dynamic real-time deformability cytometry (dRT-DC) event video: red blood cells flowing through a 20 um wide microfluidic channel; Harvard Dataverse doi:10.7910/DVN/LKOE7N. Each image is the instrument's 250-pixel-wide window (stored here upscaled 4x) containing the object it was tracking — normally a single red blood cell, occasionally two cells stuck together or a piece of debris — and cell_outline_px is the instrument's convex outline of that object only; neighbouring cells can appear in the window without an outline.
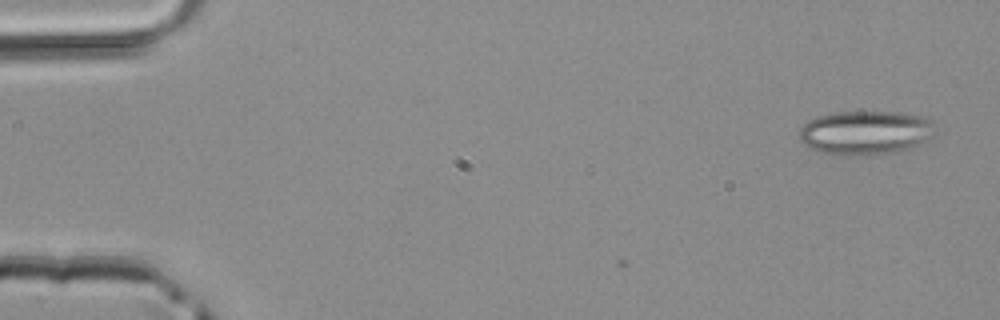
{"species": "common noctule bat (a hibernating species)", "species_latin": "Nyctalus noctula", "temperature_condition": "room temperature", "stored_images_in_passage": 2, "camera_frame_rate_fps": 3000, "um_per_image_px": 0.085, "animal": {"sex": "male", "body_mass_g": 20.4}, "frame": {"image": 1, "passage_image": 2, "time_ms": 0.333, "image_size_px": [1000, 320], "cell_outline_px": [[932, 136], [920, 144], [888, 152], [860, 156], [840, 156], [820, 152], [808, 148], [800, 140], [800, 128], [808, 120], [820, 116], [836, 112], [904, 112], [924, 116], [932, 120]], "centroid_in_image_um": [73.52, 11.27], "position_along_channel_um": 11.5, "area_um2": 34.74}}